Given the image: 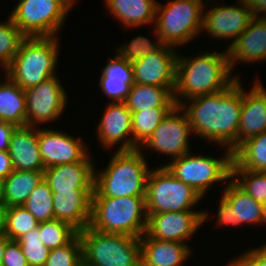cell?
<instances>
[{
    "label": "cell",
    "instance_id": "cell-1",
    "mask_svg": "<svg viewBox=\"0 0 266 266\" xmlns=\"http://www.w3.org/2000/svg\"><path fill=\"white\" fill-rule=\"evenodd\" d=\"M242 79L236 78L227 88L190 98L179 106L188 117L194 139L201 138L222 150L238 148V130L242 108Z\"/></svg>",
    "mask_w": 266,
    "mask_h": 266
},
{
    "label": "cell",
    "instance_id": "cell-18",
    "mask_svg": "<svg viewBox=\"0 0 266 266\" xmlns=\"http://www.w3.org/2000/svg\"><path fill=\"white\" fill-rule=\"evenodd\" d=\"M163 45L156 52L132 63L134 83L159 87H175L179 50Z\"/></svg>",
    "mask_w": 266,
    "mask_h": 266
},
{
    "label": "cell",
    "instance_id": "cell-32",
    "mask_svg": "<svg viewBox=\"0 0 266 266\" xmlns=\"http://www.w3.org/2000/svg\"><path fill=\"white\" fill-rule=\"evenodd\" d=\"M152 39L146 37L145 35H137L131 38L130 41H126L123 44L116 45L114 48V53L125 59L128 63H133L140 60L142 57L148 56L150 53L156 52L164 44L159 38L154 26H152ZM153 40V41H152Z\"/></svg>",
    "mask_w": 266,
    "mask_h": 266
},
{
    "label": "cell",
    "instance_id": "cell-33",
    "mask_svg": "<svg viewBox=\"0 0 266 266\" xmlns=\"http://www.w3.org/2000/svg\"><path fill=\"white\" fill-rule=\"evenodd\" d=\"M38 229L42 243L50 250L64 247L78 235L70 224L57 219L40 222Z\"/></svg>",
    "mask_w": 266,
    "mask_h": 266
},
{
    "label": "cell",
    "instance_id": "cell-38",
    "mask_svg": "<svg viewBox=\"0 0 266 266\" xmlns=\"http://www.w3.org/2000/svg\"><path fill=\"white\" fill-rule=\"evenodd\" d=\"M29 266H44L50 249L41 241L39 229L34 228L17 240Z\"/></svg>",
    "mask_w": 266,
    "mask_h": 266
},
{
    "label": "cell",
    "instance_id": "cell-31",
    "mask_svg": "<svg viewBox=\"0 0 266 266\" xmlns=\"http://www.w3.org/2000/svg\"><path fill=\"white\" fill-rule=\"evenodd\" d=\"M173 108H151L132 113V136L134 144L139 148Z\"/></svg>",
    "mask_w": 266,
    "mask_h": 266
},
{
    "label": "cell",
    "instance_id": "cell-7",
    "mask_svg": "<svg viewBox=\"0 0 266 266\" xmlns=\"http://www.w3.org/2000/svg\"><path fill=\"white\" fill-rule=\"evenodd\" d=\"M78 235L83 266H141L140 238L101 232L90 225Z\"/></svg>",
    "mask_w": 266,
    "mask_h": 266
},
{
    "label": "cell",
    "instance_id": "cell-26",
    "mask_svg": "<svg viewBox=\"0 0 266 266\" xmlns=\"http://www.w3.org/2000/svg\"><path fill=\"white\" fill-rule=\"evenodd\" d=\"M157 0H104L106 11L127 29L154 26Z\"/></svg>",
    "mask_w": 266,
    "mask_h": 266
},
{
    "label": "cell",
    "instance_id": "cell-43",
    "mask_svg": "<svg viewBox=\"0 0 266 266\" xmlns=\"http://www.w3.org/2000/svg\"><path fill=\"white\" fill-rule=\"evenodd\" d=\"M14 171L8 151H0V178L5 179Z\"/></svg>",
    "mask_w": 266,
    "mask_h": 266
},
{
    "label": "cell",
    "instance_id": "cell-29",
    "mask_svg": "<svg viewBox=\"0 0 266 266\" xmlns=\"http://www.w3.org/2000/svg\"><path fill=\"white\" fill-rule=\"evenodd\" d=\"M44 179V171L14 170L4 179V201L6 207L23 206L31 192Z\"/></svg>",
    "mask_w": 266,
    "mask_h": 266
},
{
    "label": "cell",
    "instance_id": "cell-44",
    "mask_svg": "<svg viewBox=\"0 0 266 266\" xmlns=\"http://www.w3.org/2000/svg\"><path fill=\"white\" fill-rule=\"evenodd\" d=\"M253 16L266 17V0H245Z\"/></svg>",
    "mask_w": 266,
    "mask_h": 266
},
{
    "label": "cell",
    "instance_id": "cell-15",
    "mask_svg": "<svg viewBox=\"0 0 266 266\" xmlns=\"http://www.w3.org/2000/svg\"><path fill=\"white\" fill-rule=\"evenodd\" d=\"M221 196L216 210V225L221 228L227 226L249 227L262 225L263 204L242 190L232 179L221 188Z\"/></svg>",
    "mask_w": 266,
    "mask_h": 266
},
{
    "label": "cell",
    "instance_id": "cell-39",
    "mask_svg": "<svg viewBox=\"0 0 266 266\" xmlns=\"http://www.w3.org/2000/svg\"><path fill=\"white\" fill-rule=\"evenodd\" d=\"M44 266H83L79 235L64 247L51 249Z\"/></svg>",
    "mask_w": 266,
    "mask_h": 266
},
{
    "label": "cell",
    "instance_id": "cell-4",
    "mask_svg": "<svg viewBox=\"0 0 266 266\" xmlns=\"http://www.w3.org/2000/svg\"><path fill=\"white\" fill-rule=\"evenodd\" d=\"M60 37H26L5 74L23 90L58 75Z\"/></svg>",
    "mask_w": 266,
    "mask_h": 266
},
{
    "label": "cell",
    "instance_id": "cell-8",
    "mask_svg": "<svg viewBox=\"0 0 266 266\" xmlns=\"http://www.w3.org/2000/svg\"><path fill=\"white\" fill-rule=\"evenodd\" d=\"M222 153L224 155L216 157L212 154L189 152L171 160L165 166L177 179L192 187L204 198L214 185L216 187L222 183L226 184L231 179L233 152L225 148Z\"/></svg>",
    "mask_w": 266,
    "mask_h": 266
},
{
    "label": "cell",
    "instance_id": "cell-34",
    "mask_svg": "<svg viewBox=\"0 0 266 266\" xmlns=\"http://www.w3.org/2000/svg\"><path fill=\"white\" fill-rule=\"evenodd\" d=\"M23 207L38 223L54 219L53 195L45 179L31 192Z\"/></svg>",
    "mask_w": 266,
    "mask_h": 266
},
{
    "label": "cell",
    "instance_id": "cell-16",
    "mask_svg": "<svg viewBox=\"0 0 266 266\" xmlns=\"http://www.w3.org/2000/svg\"><path fill=\"white\" fill-rule=\"evenodd\" d=\"M64 130L38 127V144L45 169L82 161L90 153V144Z\"/></svg>",
    "mask_w": 266,
    "mask_h": 266
},
{
    "label": "cell",
    "instance_id": "cell-27",
    "mask_svg": "<svg viewBox=\"0 0 266 266\" xmlns=\"http://www.w3.org/2000/svg\"><path fill=\"white\" fill-rule=\"evenodd\" d=\"M25 91L6 74L0 78V121L16 127L27 126Z\"/></svg>",
    "mask_w": 266,
    "mask_h": 266
},
{
    "label": "cell",
    "instance_id": "cell-2",
    "mask_svg": "<svg viewBox=\"0 0 266 266\" xmlns=\"http://www.w3.org/2000/svg\"><path fill=\"white\" fill-rule=\"evenodd\" d=\"M197 53L188 57L178 52L173 93L176 106L196 96L219 92L236 79L226 49L216 51L207 48Z\"/></svg>",
    "mask_w": 266,
    "mask_h": 266
},
{
    "label": "cell",
    "instance_id": "cell-36",
    "mask_svg": "<svg viewBox=\"0 0 266 266\" xmlns=\"http://www.w3.org/2000/svg\"><path fill=\"white\" fill-rule=\"evenodd\" d=\"M6 17L5 21H0V64L5 68L12 62L21 42L26 38L9 15Z\"/></svg>",
    "mask_w": 266,
    "mask_h": 266
},
{
    "label": "cell",
    "instance_id": "cell-45",
    "mask_svg": "<svg viewBox=\"0 0 266 266\" xmlns=\"http://www.w3.org/2000/svg\"><path fill=\"white\" fill-rule=\"evenodd\" d=\"M6 206H0V235H5Z\"/></svg>",
    "mask_w": 266,
    "mask_h": 266
},
{
    "label": "cell",
    "instance_id": "cell-22",
    "mask_svg": "<svg viewBox=\"0 0 266 266\" xmlns=\"http://www.w3.org/2000/svg\"><path fill=\"white\" fill-rule=\"evenodd\" d=\"M94 191H52L54 219L66 222L78 232L90 225Z\"/></svg>",
    "mask_w": 266,
    "mask_h": 266
},
{
    "label": "cell",
    "instance_id": "cell-35",
    "mask_svg": "<svg viewBox=\"0 0 266 266\" xmlns=\"http://www.w3.org/2000/svg\"><path fill=\"white\" fill-rule=\"evenodd\" d=\"M36 218L23 206L6 207L5 235L17 241L24 234L38 227Z\"/></svg>",
    "mask_w": 266,
    "mask_h": 266
},
{
    "label": "cell",
    "instance_id": "cell-30",
    "mask_svg": "<svg viewBox=\"0 0 266 266\" xmlns=\"http://www.w3.org/2000/svg\"><path fill=\"white\" fill-rule=\"evenodd\" d=\"M231 170L266 172V131L247 139L233 152Z\"/></svg>",
    "mask_w": 266,
    "mask_h": 266
},
{
    "label": "cell",
    "instance_id": "cell-5",
    "mask_svg": "<svg viewBox=\"0 0 266 266\" xmlns=\"http://www.w3.org/2000/svg\"><path fill=\"white\" fill-rule=\"evenodd\" d=\"M90 226L140 238L147 227L145 197H92Z\"/></svg>",
    "mask_w": 266,
    "mask_h": 266
},
{
    "label": "cell",
    "instance_id": "cell-6",
    "mask_svg": "<svg viewBox=\"0 0 266 266\" xmlns=\"http://www.w3.org/2000/svg\"><path fill=\"white\" fill-rule=\"evenodd\" d=\"M206 0L157 2L154 27L164 45L175 48L199 38L203 29Z\"/></svg>",
    "mask_w": 266,
    "mask_h": 266
},
{
    "label": "cell",
    "instance_id": "cell-14",
    "mask_svg": "<svg viewBox=\"0 0 266 266\" xmlns=\"http://www.w3.org/2000/svg\"><path fill=\"white\" fill-rule=\"evenodd\" d=\"M211 215L214 214H211L208 208L150 214L147 217L145 234L149 238L185 243L192 248L188 239L192 240L200 227L211 220Z\"/></svg>",
    "mask_w": 266,
    "mask_h": 266
},
{
    "label": "cell",
    "instance_id": "cell-46",
    "mask_svg": "<svg viewBox=\"0 0 266 266\" xmlns=\"http://www.w3.org/2000/svg\"><path fill=\"white\" fill-rule=\"evenodd\" d=\"M10 239L6 235H0V266H2L3 254L5 251L6 244Z\"/></svg>",
    "mask_w": 266,
    "mask_h": 266
},
{
    "label": "cell",
    "instance_id": "cell-37",
    "mask_svg": "<svg viewBox=\"0 0 266 266\" xmlns=\"http://www.w3.org/2000/svg\"><path fill=\"white\" fill-rule=\"evenodd\" d=\"M231 179L257 202L266 203V172L231 170Z\"/></svg>",
    "mask_w": 266,
    "mask_h": 266
},
{
    "label": "cell",
    "instance_id": "cell-12",
    "mask_svg": "<svg viewBox=\"0 0 266 266\" xmlns=\"http://www.w3.org/2000/svg\"><path fill=\"white\" fill-rule=\"evenodd\" d=\"M216 1L219 2L218 0H207L205 3L202 34L208 35L207 38L219 40V42L220 39L221 41L229 40V45L227 44L224 48L227 49L248 27L254 16L245 0H236L237 4L230 5L225 3L219 5V3H215Z\"/></svg>",
    "mask_w": 266,
    "mask_h": 266
},
{
    "label": "cell",
    "instance_id": "cell-41",
    "mask_svg": "<svg viewBox=\"0 0 266 266\" xmlns=\"http://www.w3.org/2000/svg\"><path fill=\"white\" fill-rule=\"evenodd\" d=\"M2 266H29L17 241H9L5 246Z\"/></svg>",
    "mask_w": 266,
    "mask_h": 266
},
{
    "label": "cell",
    "instance_id": "cell-47",
    "mask_svg": "<svg viewBox=\"0 0 266 266\" xmlns=\"http://www.w3.org/2000/svg\"><path fill=\"white\" fill-rule=\"evenodd\" d=\"M0 206H6L4 201V179L0 178Z\"/></svg>",
    "mask_w": 266,
    "mask_h": 266
},
{
    "label": "cell",
    "instance_id": "cell-21",
    "mask_svg": "<svg viewBox=\"0 0 266 266\" xmlns=\"http://www.w3.org/2000/svg\"><path fill=\"white\" fill-rule=\"evenodd\" d=\"M91 155L89 153L80 162L45 169L44 179L51 191H94L95 167L98 165Z\"/></svg>",
    "mask_w": 266,
    "mask_h": 266
},
{
    "label": "cell",
    "instance_id": "cell-3",
    "mask_svg": "<svg viewBox=\"0 0 266 266\" xmlns=\"http://www.w3.org/2000/svg\"><path fill=\"white\" fill-rule=\"evenodd\" d=\"M112 154L107 166L101 170L95 167L92 197H145L151 170L148 155H144L140 149L115 150Z\"/></svg>",
    "mask_w": 266,
    "mask_h": 266
},
{
    "label": "cell",
    "instance_id": "cell-24",
    "mask_svg": "<svg viewBox=\"0 0 266 266\" xmlns=\"http://www.w3.org/2000/svg\"><path fill=\"white\" fill-rule=\"evenodd\" d=\"M8 153L14 170L45 171L38 144V127H16L10 138Z\"/></svg>",
    "mask_w": 266,
    "mask_h": 266
},
{
    "label": "cell",
    "instance_id": "cell-48",
    "mask_svg": "<svg viewBox=\"0 0 266 266\" xmlns=\"http://www.w3.org/2000/svg\"><path fill=\"white\" fill-rule=\"evenodd\" d=\"M263 225H266V203L263 204L262 208V227Z\"/></svg>",
    "mask_w": 266,
    "mask_h": 266
},
{
    "label": "cell",
    "instance_id": "cell-13",
    "mask_svg": "<svg viewBox=\"0 0 266 266\" xmlns=\"http://www.w3.org/2000/svg\"><path fill=\"white\" fill-rule=\"evenodd\" d=\"M55 75L25 91L26 123L31 127H42L57 122L68 106V94L61 79ZM55 120V121H54Z\"/></svg>",
    "mask_w": 266,
    "mask_h": 266
},
{
    "label": "cell",
    "instance_id": "cell-25",
    "mask_svg": "<svg viewBox=\"0 0 266 266\" xmlns=\"http://www.w3.org/2000/svg\"><path fill=\"white\" fill-rule=\"evenodd\" d=\"M101 71L98 87L108 102H125L134 84L132 64L115 53L113 58H107Z\"/></svg>",
    "mask_w": 266,
    "mask_h": 266
},
{
    "label": "cell",
    "instance_id": "cell-28",
    "mask_svg": "<svg viewBox=\"0 0 266 266\" xmlns=\"http://www.w3.org/2000/svg\"><path fill=\"white\" fill-rule=\"evenodd\" d=\"M175 87H159L134 83L125 100L130 111H140L151 108H174L173 98Z\"/></svg>",
    "mask_w": 266,
    "mask_h": 266
},
{
    "label": "cell",
    "instance_id": "cell-10",
    "mask_svg": "<svg viewBox=\"0 0 266 266\" xmlns=\"http://www.w3.org/2000/svg\"><path fill=\"white\" fill-rule=\"evenodd\" d=\"M9 14L26 37L57 36L78 0H19Z\"/></svg>",
    "mask_w": 266,
    "mask_h": 266
},
{
    "label": "cell",
    "instance_id": "cell-9",
    "mask_svg": "<svg viewBox=\"0 0 266 266\" xmlns=\"http://www.w3.org/2000/svg\"><path fill=\"white\" fill-rule=\"evenodd\" d=\"M152 167L146 183L147 217L162 212H182L195 209L203 197L192 187L177 179L166 166Z\"/></svg>",
    "mask_w": 266,
    "mask_h": 266
},
{
    "label": "cell",
    "instance_id": "cell-20",
    "mask_svg": "<svg viewBox=\"0 0 266 266\" xmlns=\"http://www.w3.org/2000/svg\"><path fill=\"white\" fill-rule=\"evenodd\" d=\"M254 79L253 86L251 84V88H247L249 90L242 83L238 147L247 139L266 131V88L260 78L256 76Z\"/></svg>",
    "mask_w": 266,
    "mask_h": 266
},
{
    "label": "cell",
    "instance_id": "cell-49",
    "mask_svg": "<svg viewBox=\"0 0 266 266\" xmlns=\"http://www.w3.org/2000/svg\"><path fill=\"white\" fill-rule=\"evenodd\" d=\"M0 71H1V72H2V71L4 72V73L2 72V74H1V72H0V75H3V76H0V77H4V75H5V67H4L3 65H1V64H0Z\"/></svg>",
    "mask_w": 266,
    "mask_h": 266
},
{
    "label": "cell",
    "instance_id": "cell-23",
    "mask_svg": "<svg viewBox=\"0 0 266 266\" xmlns=\"http://www.w3.org/2000/svg\"><path fill=\"white\" fill-rule=\"evenodd\" d=\"M193 250L188 244L149 238L145 233L140 237L141 266H183L192 259Z\"/></svg>",
    "mask_w": 266,
    "mask_h": 266
},
{
    "label": "cell",
    "instance_id": "cell-40",
    "mask_svg": "<svg viewBox=\"0 0 266 266\" xmlns=\"http://www.w3.org/2000/svg\"><path fill=\"white\" fill-rule=\"evenodd\" d=\"M239 255L229 259L224 266H266V242L250 247Z\"/></svg>",
    "mask_w": 266,
    "mask_h": 266
},
{
    "label": "cell",
    "instance_id": "cell-42",
    "mask_svg": "<svg viewBox=\"0 0 266 266\" xmlns=\"http://www.w3.org/2000/svg\"><path fill=\"white\" fill-rule=\"evenodd\" d=\"M15 125L0 121V151H8L12 132Z\"/></svg>",
    "mask_w": 266,
    "mask_h": 266
},
{
    "label": "cell",
    "instance_id": "cell-19",
    "mask_svg": "<svg viewBox=\"0 0 266 266\" xmlns=\"http://www.w3.org/2000/svg\"><path fill=\"white\" fill-rule=\"evenodd\" d=\"M230 68L236 78H240L234 69L239 64L264 63L266 61V17L254 16L248 27L226 49ZM237 73V74H236Z\"/></svg>",
    "mask_w": 266,
    "mask_h": 266
},
{
    "label": "cell",
    "instance_id": "cell-17",
    "mask_svg": "<svg viewBox=\"0 0 266 266\" xmlns=\"http://www.w3.org/2000/svg\"><path fill=\"white\" fill-rule=\"evenodd\" d=\"M96 125V139L106 151L139 149L133 142L132 113L124 102H107ZM116 147V148H115Z\"/></svg>",
    "mask_w": 266,
    "mask_h": 266
},
{
    "label": "cell",
    "instance_id": "cell-11",
    "mask_svg": "<svg viewBox=\"0 0 266 266\" xmlns=\"http://www.w3.org/2000/svg\"><path fill=\"white\" fill-rule=\"evenodd\" d=\"M192 136L194 134L187 115L180 106H175L139 149L144 155L153 151L157 155L169 156V161L159 164L165 166L167 162L193 151L190 145Z\"/></svg>",
    "mask_w": 266,
    "mask_h": 266
}]
</instances>
